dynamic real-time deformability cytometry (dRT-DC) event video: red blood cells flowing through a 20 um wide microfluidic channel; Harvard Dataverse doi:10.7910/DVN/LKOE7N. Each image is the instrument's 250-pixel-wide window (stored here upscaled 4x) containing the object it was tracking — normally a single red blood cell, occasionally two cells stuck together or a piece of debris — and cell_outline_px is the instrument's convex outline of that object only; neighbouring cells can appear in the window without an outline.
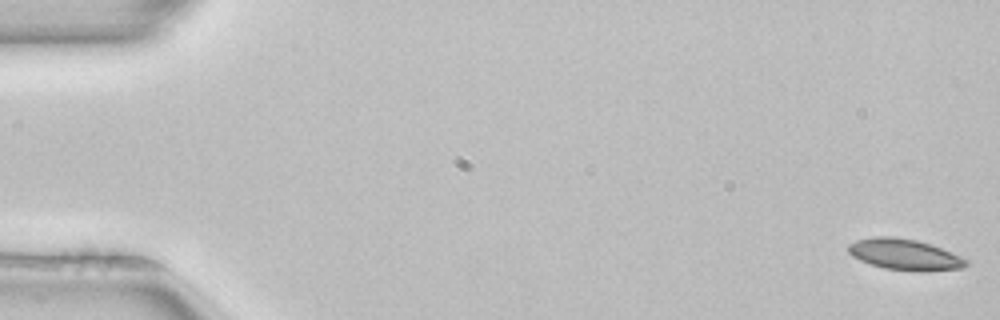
{"species": "common noctule bat (a hibernating species)", "species_latin": "Nyctalus noctula", "temperature_condition": "room temperature", "stored_images_in_passage": 53, "camera_frame_rate_fps": 3000, "um_per_image_px": 0.085, "animal": {"sex": "female", "body_mass_g": 22.7, "forearm_length_mm": 54.2}, "frame": {"image": 1, "passage_image": 1, "time_ms": 0.0, "image_size_px": [1000, 320], "cell_outline_px": [[968, 264], [964, 268], [920, 272], [884, 268], [860, 260], [852, 256], [848, 252], [848, 244], [856, 240], [876, 236], [892, 236], [916, 240], [932, 244], [960, 256], [968, 260]], "centroid_in_image_um": [76.91, 21.63], "position_along_channel_um": 8.1, "area_um2": 21.39}}
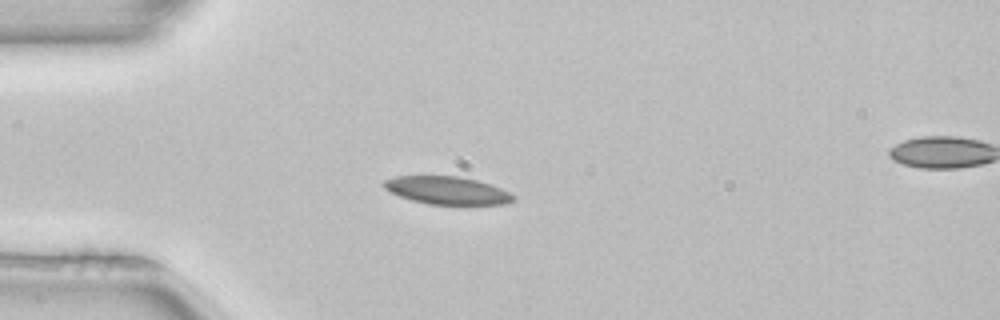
{"frame": {"image": 2, "passage_image": 14, "time_ms": 4.333, "image_size_px": [1000, 320], "cell_outline_px": [[516, 200], [504, 204], [428, 204], [412, 200], [388, 192], [380, 184], [384, 180], [396, 176], [456, 176], [476, 180], [500, 188], [516, 196]], "centroid_in_image_um": [37.96, 16.18], "position_along_channel_um": 47.0, "area_um2": 20.92}}
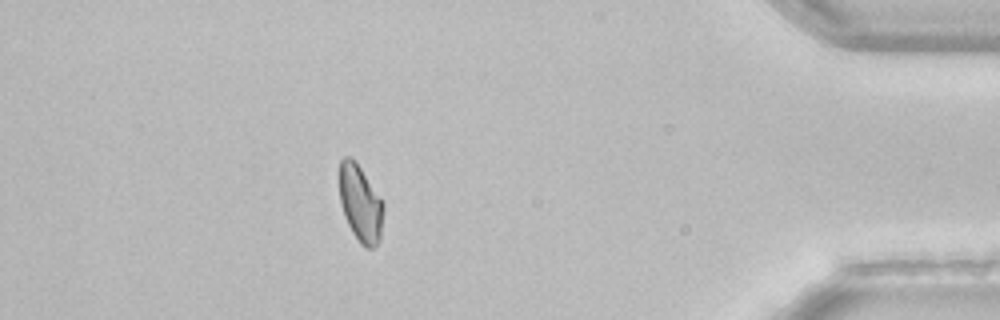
{"frame": {"image": 3, "passage_image": 46, "time_ms": 15.0, "image_size_px": [1000, 320], "cell_outline_px": [[384, 208], [380, 240], [372, 248], [368, 248], [360, 244], [352, 232], [344, 216], [340, 200], [340, 160], [344, 156], [352, 156], [356, 160], [384, 204]], "centroid_in_image_um": [30.63, 17.28], "position_along_channel_um": 404.6, "area_um2": 19.71}}